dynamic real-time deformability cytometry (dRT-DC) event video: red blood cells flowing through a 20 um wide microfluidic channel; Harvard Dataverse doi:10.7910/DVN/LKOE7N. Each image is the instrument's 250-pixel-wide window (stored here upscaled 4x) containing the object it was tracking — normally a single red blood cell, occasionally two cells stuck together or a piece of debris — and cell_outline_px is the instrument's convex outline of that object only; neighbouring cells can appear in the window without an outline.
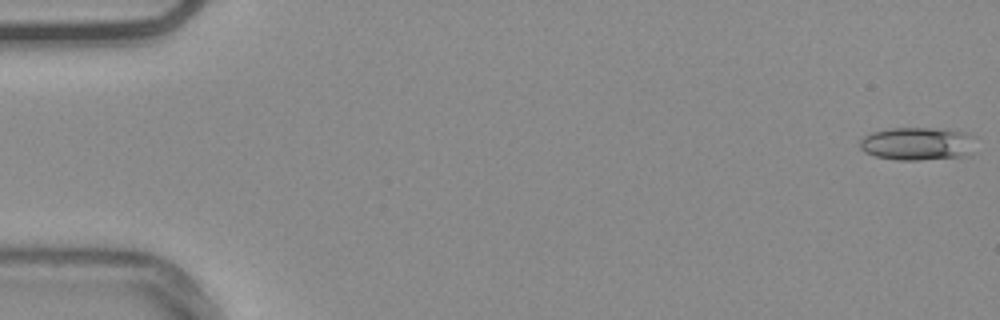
{"species": "common noctule bat (a hibernating species)", "species_latin": "Nyctalus noctula", "temperature_condition": "warm", "stored_images_in_passage": 54, "camera_frame_rate_fps": 3000, "um_per_image_px": 0.085, "animal": {"sex": "male", "body_mass_g": 20.4}, "frame": {"image": 1, "passage_image": 1, "time_ms": 0.0, "image_size_px": [1000, 320], "cell_outline_px": [[976, 136], [972, 156], [916, 160], [896, 160], [876, 156], [864, 152], [860, 148], [860, 140], [864, 136], [872, 132], [888, 128], [940, 128], [964, 132]], "centroid_in_image_um": [78.04, 12.22], "position_along_channel_um": 7.0, "area_um2": 22.77}}
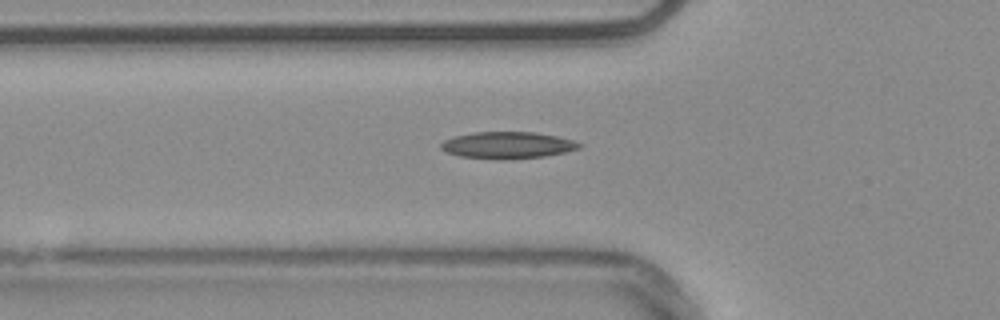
{"frame": {"image": 2, "passage_image": 19, "time_ms": 6.0, "image_size_px": [1000, 320], "cell_outline_px": [[584, 144], [580, 148], [564, 152], [544, 156], [500, 160], [460, 156], [448, 152], [440, 148], [440, 144], [444, 140], [452, 136], [476, 132], [536, 132], [556, 136], [572, 140]], "centroid_in_image_um": [43.13, 12.33], "position_along_channel_um": 82.7, "area_um2": 21.56}}
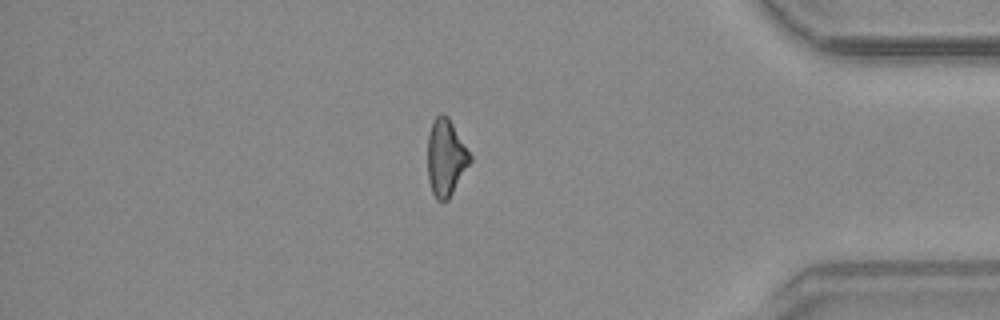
{"frame": {"image": 3, "passage_image": 46, "time_ms": 15.0, "image_size_px": [1000, 320], "cell_outline_px": [[472, 160], [448, 200], [436, 200], [432, 192], [428, 180], [428, 132], [432, 120], [440, 112], [448, 116], [472, 156]], "centroid_in_image_um": [37.89, 13.37], "position_along_channel_um": 397.3, "area_um2": 19.07}}